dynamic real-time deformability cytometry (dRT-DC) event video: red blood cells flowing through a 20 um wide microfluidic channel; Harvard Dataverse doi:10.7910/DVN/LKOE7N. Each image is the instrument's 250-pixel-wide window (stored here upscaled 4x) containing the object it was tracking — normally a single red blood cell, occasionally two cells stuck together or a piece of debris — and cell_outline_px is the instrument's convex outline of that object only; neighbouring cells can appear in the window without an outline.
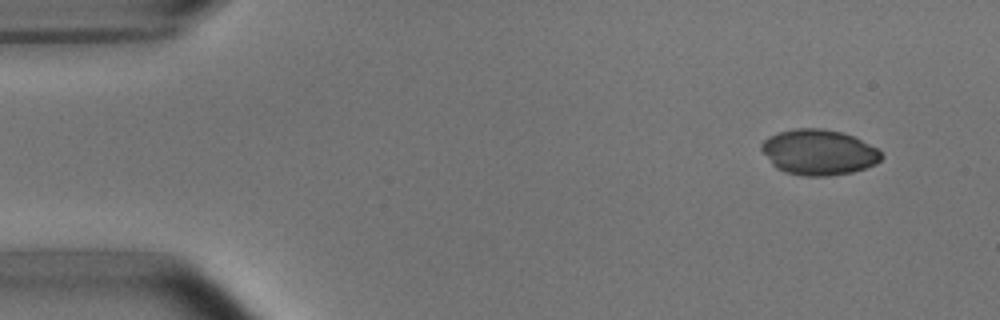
{"species": "common noctule bat (a hibernating species)", "species_latin": "Nyctalus noctula", "temperature_condition": "room temperature", "stored_images_in_passage": 4, "camera_frame_rate_fps": 3000, "um_per_image_px": 0.085, "animal": {"sex": "male", "body_mass_g": 15.6}, "frame": {"image": 1, "passage_image": 2, "time_ms": 1.333, "image_size_px": [1000, 320], "cell_outline_px": [[884, 156], [876, 164], [852, 172], [828, 176], [804, 176], [784, 172], [776, 168], [772, 164], [760, 148], [760, 144], [768, 136], [780, 132], [796, 128], [820, 128], [840, 132], [852, 136], [876, 148]], "centroid_in_image_um": [69.56, 12.95], "position_along_channel_um": 15.4, "area_um2": 31.62}}